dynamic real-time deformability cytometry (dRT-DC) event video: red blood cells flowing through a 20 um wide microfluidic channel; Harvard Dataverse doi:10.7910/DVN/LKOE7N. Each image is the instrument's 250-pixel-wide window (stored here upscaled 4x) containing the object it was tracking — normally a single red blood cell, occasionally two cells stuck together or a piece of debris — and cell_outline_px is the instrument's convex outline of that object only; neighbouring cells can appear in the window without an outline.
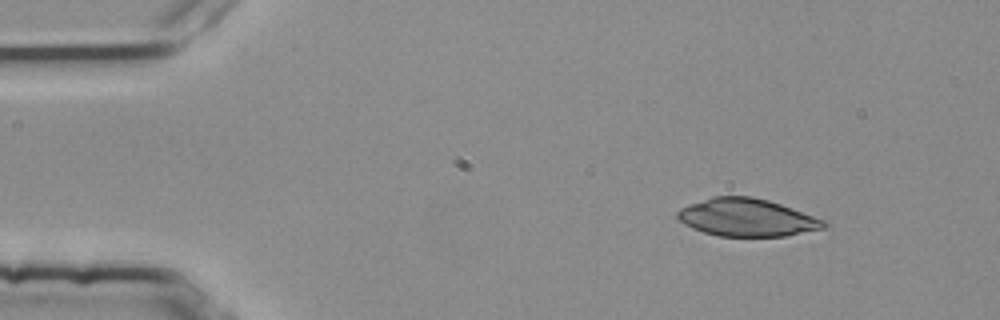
{"species": "common noctule bat (a hibernating species)", "species_latin": "Nyctalus noctula", "temperature_condition": "room temperature", "stored_images_in_passage": 2, "camera_frame_rate_fps": 3000, "um_per_image_px": 0.085, "animal": {"sex": "female", "body_mass_g": 25.1}, "frame": {"image": 1, "passage_image": 1, "time_ms": 0.0, "image_size_px": [1000, 320], "cell_outline_px": [[828, 224], [824, 228], [784, 236], [720, 236], [704, 232], [692, 228], [684, 224], [676, 216], [676, 212], [680, 208], [688, 204], [712, 196], [752, 196], [768, 200], [792, 208], [824, 220]], "centroid_in_image_um": [63.45, 18.48], "position_along_channel_um": 21.6, "area_um2": 32.02}}